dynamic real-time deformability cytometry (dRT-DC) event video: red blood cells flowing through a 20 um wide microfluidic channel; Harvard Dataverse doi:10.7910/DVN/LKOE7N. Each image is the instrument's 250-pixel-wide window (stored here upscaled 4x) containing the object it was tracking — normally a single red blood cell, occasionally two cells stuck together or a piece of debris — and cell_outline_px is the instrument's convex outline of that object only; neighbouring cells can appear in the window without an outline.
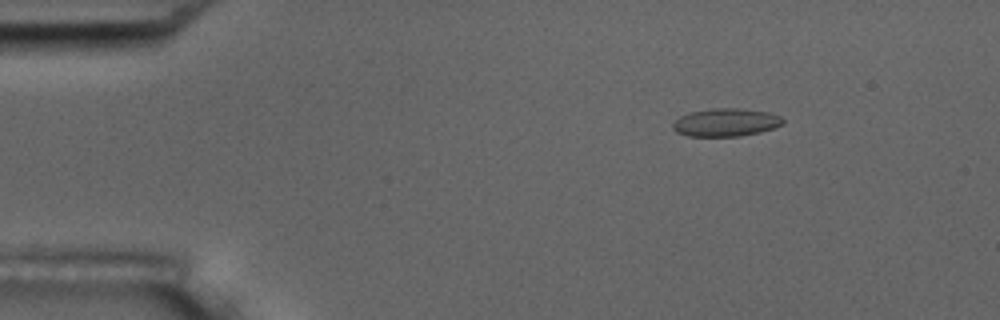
{"species": "common noctule bat (a hibernating species)", "species_latin": "Nyctalus noctula", "temperature_condition": "room temperature", "stored_images_in_passage": 5, "camera_frame_rate_fps": 3000, "um_per_image_px": 0.085, "animal": {"sex": "male", "body_mass_g": 17.5, "forearm_length_mm": 52.3}, "frame": {"image": 1, "passage_image": 1, "time_ms": 0.0, "image_size_px": [1000, 320], "cell_outline_px": [[784, 124], [760, 132], [740, 136], [688, 136], [676, 132], [672, 128], [672, 124], [680, 116], [688, 112], [712, 108], [736, 108], [768, 112], [780, 116], [784, 120]], "centroid_in_image_um": [61.67, 10.4], "position_along_channel_um": 23.3, "area_um2": 17.98}}
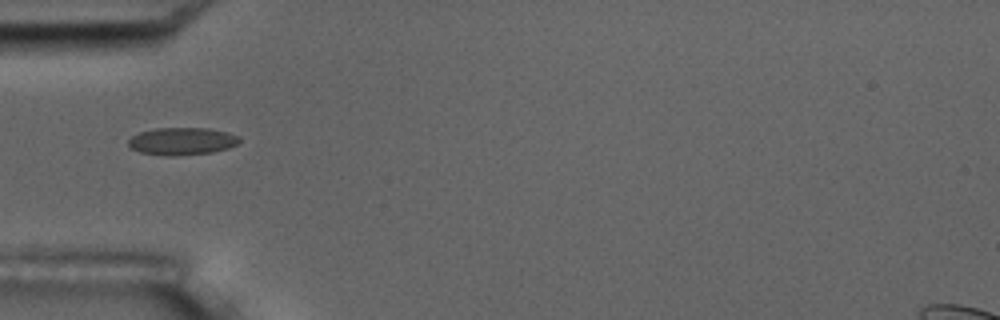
{"frame": {"image": 2, "passage_image": 4, "time_ms": 3.333, "image_size_px": [1000, 320], "cell_outline_px": [[240, 140], [236, 144], [228, 148], [212, 152], [176, 156], [164, 156], [140, 152], [132, 148], [128, 144], [128, 140], [132, 136], [140, 132], [156, 128], [208, 128], [228, 132], [240, 136]], "centroid_in_image_um": [15.48, 12.0], "position_along_channel_um": 69.5, "area_um2": 17.8}}